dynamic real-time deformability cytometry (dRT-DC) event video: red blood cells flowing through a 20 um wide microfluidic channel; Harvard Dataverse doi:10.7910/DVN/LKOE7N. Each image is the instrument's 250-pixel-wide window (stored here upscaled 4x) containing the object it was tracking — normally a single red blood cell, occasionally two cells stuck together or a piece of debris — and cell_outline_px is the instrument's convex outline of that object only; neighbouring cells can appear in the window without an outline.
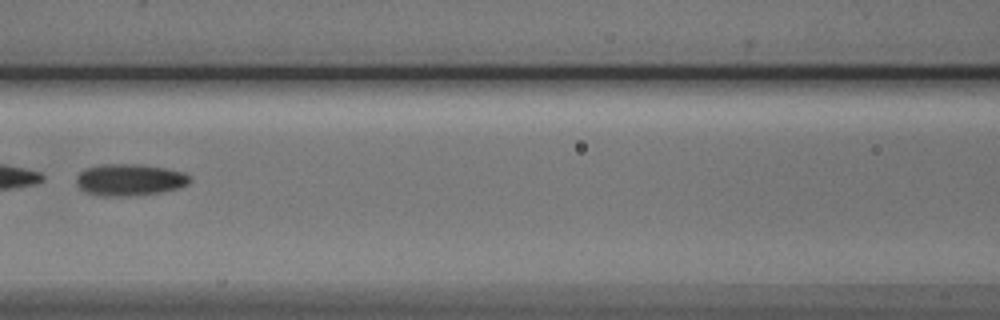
{"species": "Egyptian fruit bat (a non-hibernating species)", "species_latin": "Rousettus aegyptiacus", "temperature_condition": "cold", "stored_images_in_passage": 4, "camera_frame_rate_fps": 3000, "um_per_image_px": 0.085, "animal": {"sex": "male"}, "frame": {"image": 1, "passage_image": 3, "time_ms": 2.333, "image_size_px": [1000, 320], "cell_outline_px": [[192, 180], [188, 184], [180, 188], [164, 192], [132, 196], [100, 196], [84, 192], [76, 184], [76, 176], [80, 172], [88, 168], [104, 164], [136, 164], [164, 168], [184, 172], [192, 176]], "centroid_in_image_um": [11.05, 15.3], "position_along_channel_um": 155.5, "area_um2": 21.27}}
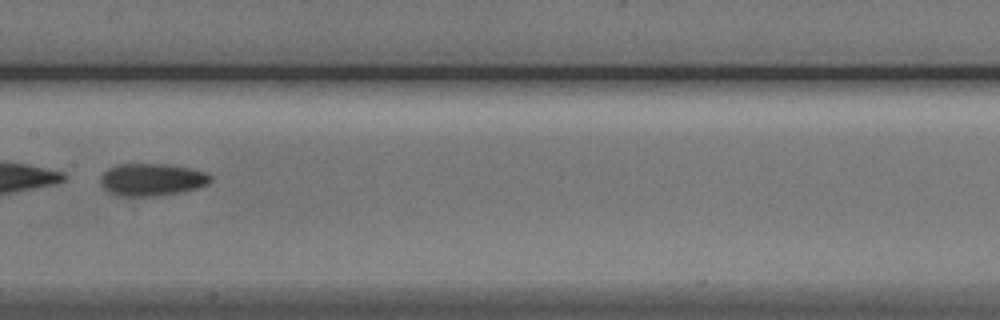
{"frame": {"image": 2, "passage_image": 4, "time_ms": 3.333, "image_size_px": [1000, 320], "cell_outline_px": [[212, 180], [208, 184], [196, 188], [180, 192], [148, 196], [116, 196], [108, 192], [100, 184], [100, 176], [108, 168], [116, 164], [168, 164], [208, 172], [212, 176]], "centroid_in_image_um": [12.88, 15.26], "position_along_channel_um": 194.5, "area_um2": 20.87}}